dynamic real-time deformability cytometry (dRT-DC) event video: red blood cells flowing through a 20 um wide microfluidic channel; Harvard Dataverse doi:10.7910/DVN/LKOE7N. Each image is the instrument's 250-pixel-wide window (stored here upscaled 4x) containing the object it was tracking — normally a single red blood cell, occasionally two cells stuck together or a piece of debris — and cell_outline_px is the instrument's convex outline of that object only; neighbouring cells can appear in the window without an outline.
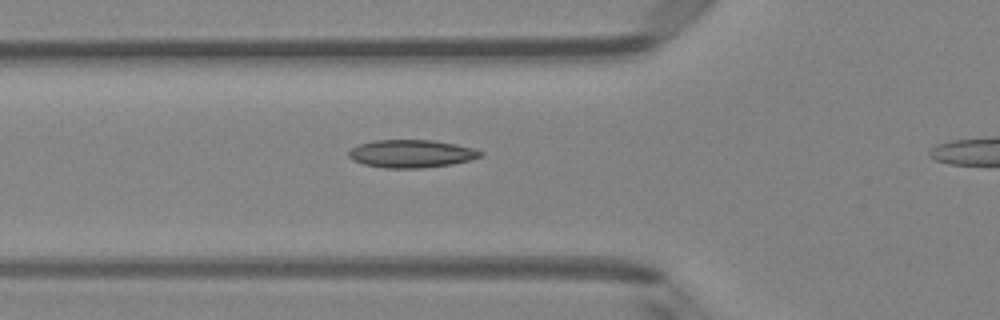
{"species": "Egyptian fruit bat (a non-hibernating species)", "species_latin": "Rousettus aegyptiacus", "temperature_condition": "room temperature", "stored_images_in_passage": 36, "camera_frame_rate_fps": 3000, "um_per_image_px": 0.085, "animal": {"sex": "female"}, "frame": {"image": 1, "passage_image": 11, "time_ms": 3.333, "image_size_px": [1000, 320], "cell_outline_px": [[484, 156], [452, 164], [420, 168], [384, 168], [364, 164], [352, 160], [348, 156], [348, 152], [352, 148], [360, 144], [372, 140], [432, 140], [456, 144], [472, 148], [484, 152]], "centroid_in_image_um": [34.96, 13.06], "position_along_channel_um": 90.8, "area_um2": 21.39}}
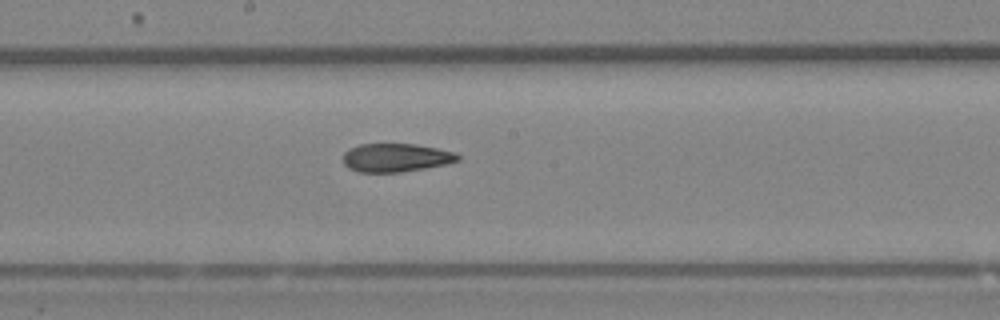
{"frame": {"image": 2, "passage_image": 20, "time_ms": 6.333, "image_size_px": [1000, 320], "cell_outline_px": [[460, 160], [448, 164], [400, 172], [356, 172], [348, 168], [344, 164], [344, 152], [348, 148], [360, 144], [416, 144], [456, 152], [460, 156]], "centroid_in_image_um": [33.65, 13.4], "position_along_channel_um": 214.5, "area_um2": 19.13}}
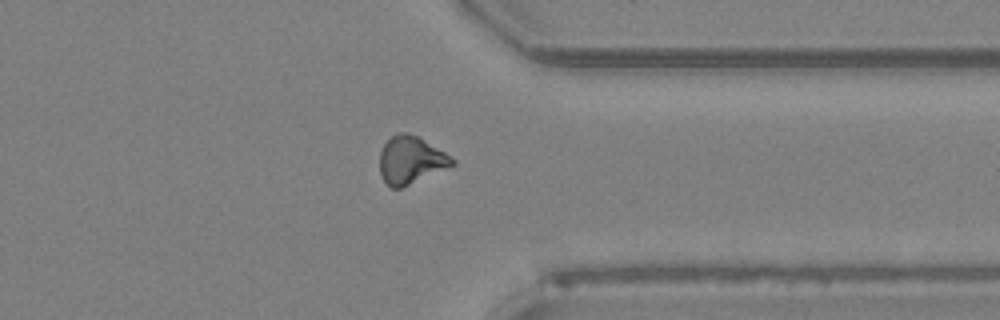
{"frame": {"image": 3, "passage_image": 32, "time_ms": 10.333, "image_size_px": [1000, 320], "cell_outline_px": [[456, 164], [400, 188], [392, 188], [384, 180], [380, 172], [380, 152], [384, 144], [392, 136], [400, 132], [408, 132], [416, 136], [444, 152], [456, 160]], "centroid_in_image_um": [34.91, 13.6], "position_along_channel_um": 376.5, "area_um2": 19.65}}